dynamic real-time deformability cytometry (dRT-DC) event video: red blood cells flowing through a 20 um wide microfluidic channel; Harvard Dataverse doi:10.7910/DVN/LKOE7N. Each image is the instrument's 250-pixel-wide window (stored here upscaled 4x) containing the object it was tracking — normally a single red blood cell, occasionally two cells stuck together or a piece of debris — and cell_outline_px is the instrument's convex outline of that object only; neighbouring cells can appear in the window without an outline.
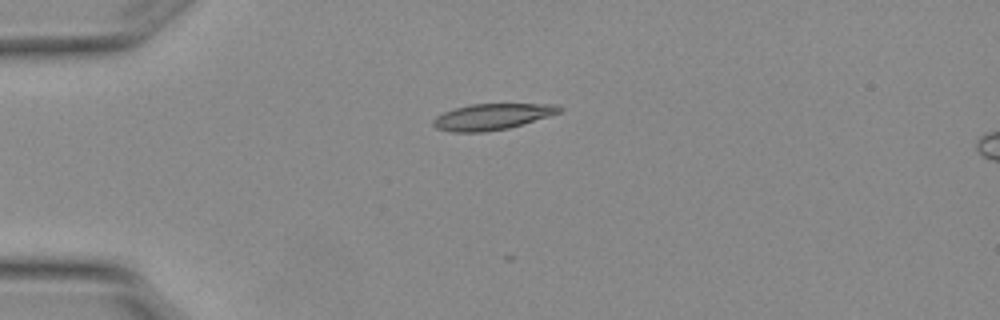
{"species": "Egyptian fruit bat (a non-hibernating species)", "species_latin": "Rousettus aegyptiacus", "temperature_condition": "warm", "stored_images_in_passage": 7, "camera_frame_rate_fps": 3000, "um_per_image_px": 0.085, "animal": {"sex": "female"}, "frame": {"image": 1, "passage_image": 2, "time_ms": 0.333, "image_size_px": [1000, 320], "cell_outline_px": [[564, 108], [560, 112], [548, 116], [508, 128], [484, 132], [452, 132], [436, 128], [432, 124], [432, 120], [436, 116], [444, 112], [456, 108], [472, 104], [556, 104]], "centroid_in_image_um": [41.81, 9.92], "position_along_channel_um": 43.2, "area_um2": 19.02}}
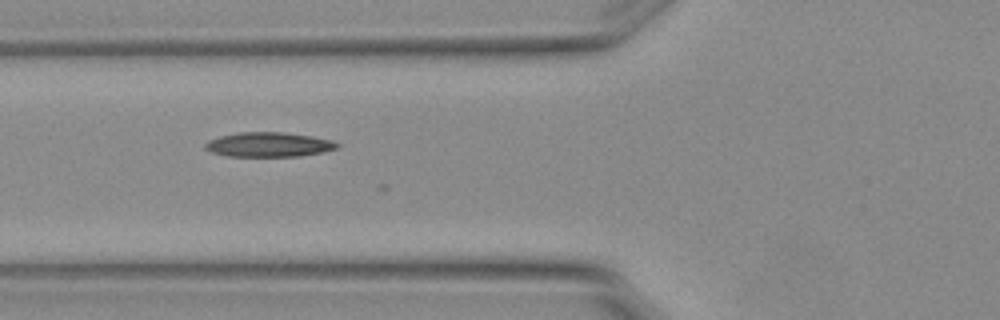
{"frame": {"image": 2, "passage_image": 4, "time_ms": 1.0, "image_size_px": [1000, 320], "cell_outline_px": [[340, 144], [336, 148], [320, 152], [300, 156], [224, 156], [212, 152], [204, 148], [204, 144], [208, 140], [220, 136], [240, 132], [284, 132], [312, 136], [332, 140]], "centroid_in_image_um": [22.81, 12.28], "position_along_channel_um": 103.0, "area_um2": 18.84}}
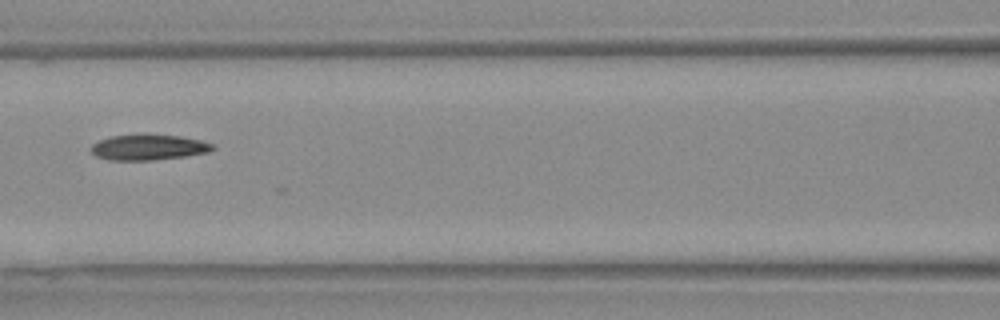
{"frame": {"image": 3, "passage_image": 5, "time_ms": 1.333, "image_size_px": [1000, 320], "cell_outline_px": [[216, 148], [208, 152], [184, 156], [152, 160], [108, 160], [96, 156], [88, 148], [92, 144], [100, 140], [112, 136], [136, 132], [180, 136], [200, 140], [212, 144]], "centroid_in_image_um": [12.57, 12.49], "position_along_channel_um": 154.0, "area_um2": 18.55}}